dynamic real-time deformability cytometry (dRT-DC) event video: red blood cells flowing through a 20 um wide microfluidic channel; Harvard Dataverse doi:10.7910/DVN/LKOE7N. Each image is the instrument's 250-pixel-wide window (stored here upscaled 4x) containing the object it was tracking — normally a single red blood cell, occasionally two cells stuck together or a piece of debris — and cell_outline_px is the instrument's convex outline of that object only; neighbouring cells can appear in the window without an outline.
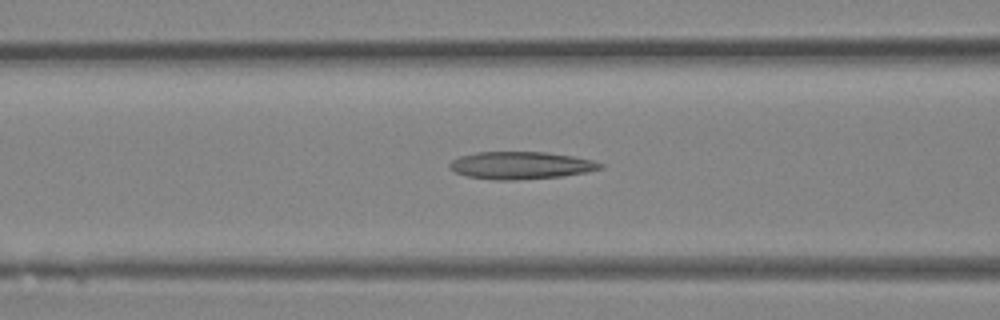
{"species": "Egyptian fruit bat (a non-hibernating species)", "species_latin": "Rousettus aegyptiacus", "temperature_condition": "room temperature", "stored_images_in_passage": 37, "camera_frame_rate_fps": 3000, "um_per_image_px": 0.085, "animal": {"sex": "female"}, "frame": {"image": 1, "passage_image": 15, "time_ms": 4.667, "image_size_px": [1000, 320], "cell_outline_px": [[604, 168], [588, 172], [564, 176], [516, 180], [496, 180], [468, 176], [456, 172], [448, 168], [448, 164], [452, 160], [460, 156], [476, 152], [548, 152], [572, 156], [592, 160], [604, 164]], "centroid_in_image_um": [44.29, 14.06], "position_along_channel_um": 122.3, "area_um2": 24.22}}
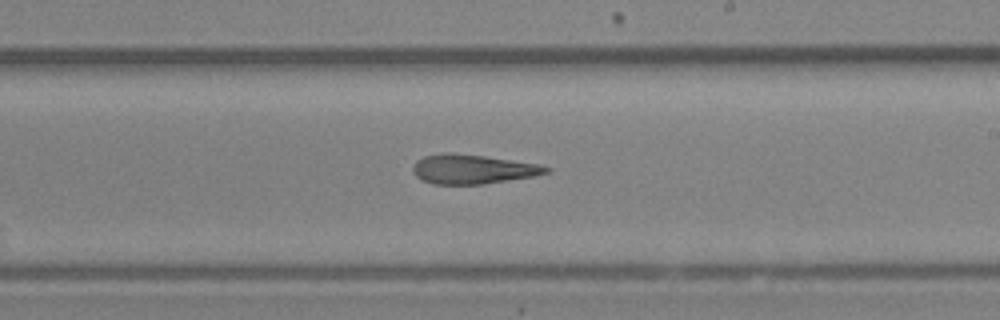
{"frame": {"image": 2, "passage_image": 22, "time_ms": 7.0, "image_size_px": [1000, 320], "cell_outline_px": [[552, 172], [532, 176], [484, 184], [432, 184], [420, 180], [412, 172], [412, 168], [416, 160], [424, 156], [444, 152], [448, 152], [484, 156], [540, 164], [552, 168]], "centroid_in_image_um": [40.16, 14.38], "position_along_channel_um": 248.8, "area_um2": 22.95}}
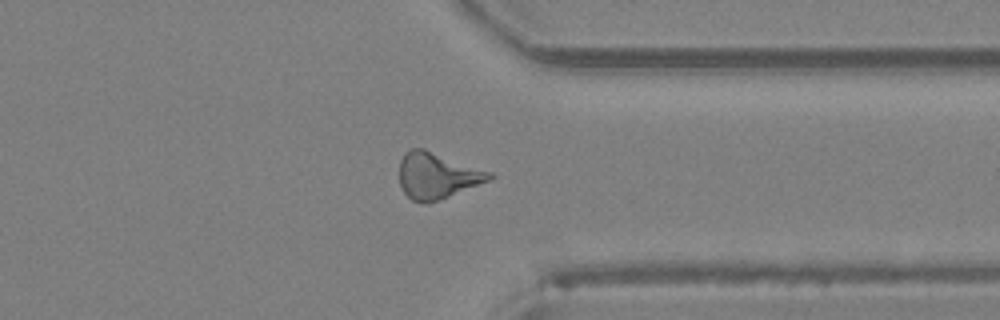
{"frame": {"image": 3, "passage_image": 29, "time_ms": 9.333, "image_size_px": [1000, 320], "cell_outline_px": [[496, 176], [488, 180], [448, 196], [436, 200], [412, 200], [404, 192], [400, 184], [400, 160], [404, 152], [412, 148], [424, 148], [492, 172]], "centroid_in_image_um": [37.14, 14.87], "position_along_channel_um": 374.3, "area_um2": 23.58}}